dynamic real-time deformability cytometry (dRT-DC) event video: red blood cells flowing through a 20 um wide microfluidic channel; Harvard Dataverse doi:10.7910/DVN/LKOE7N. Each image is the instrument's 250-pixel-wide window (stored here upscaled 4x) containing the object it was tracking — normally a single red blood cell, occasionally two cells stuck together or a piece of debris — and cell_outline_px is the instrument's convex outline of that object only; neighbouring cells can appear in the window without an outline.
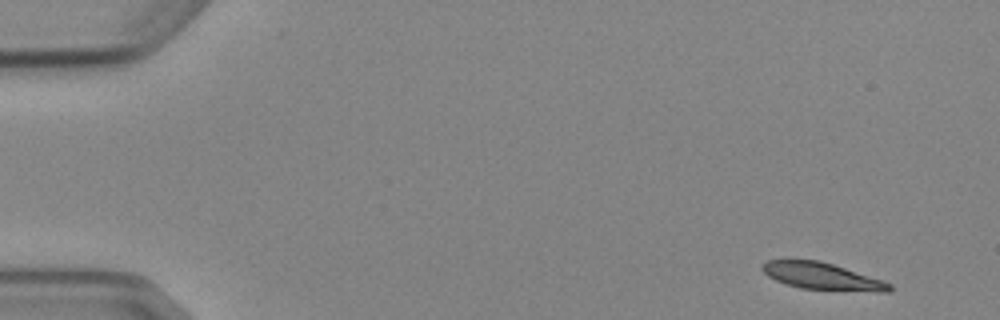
{"species": "Egyptian fruit bat (a non-hibernating species)", "species_latin": "Rousettus aegyptiacus", "temperature_condition": "cold", "stored_images_in_passage": 5, "camera_frame_rate_fps": 3000, "um_per_image_px": 0.085, "animal": {"sex": "female"}, "frame": {"image": 1, "passage_image": 1, "time_ms": 0.0, "image_size_px": [1000, 320], "cell_outline_px": [[892, 288], [888, 292], [876, 292], [800, 288], [776, 280], [768, 276], [760, 268], [760, 264], [768, 260], [784, 256], [820, 260], [884, 280], [892, 284]], "centroid_in_image_um": [69.8, 23.42], "position_along_channel_um": 15.2, "area_um2": 20.75}}
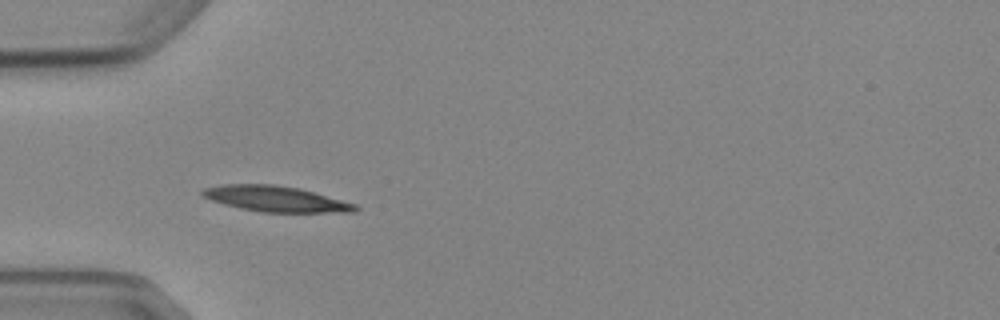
{"frame": {"image": 2, "passage_image": 4, "time_ms": 4.333, "image_size_px": [1000, 320], "cell_outline_px": [[360, 208], [356, 212], [260, 212], [240, 208], [224, 204], [200, 196], [200, 192], [204, 188], [224, 184], [276, 184], [300, 188], [356, 204]], "centroid_in_image_um": [23.43, 16.9], "position_along_channel_um": 61.6, "area_um2": 22.95}}
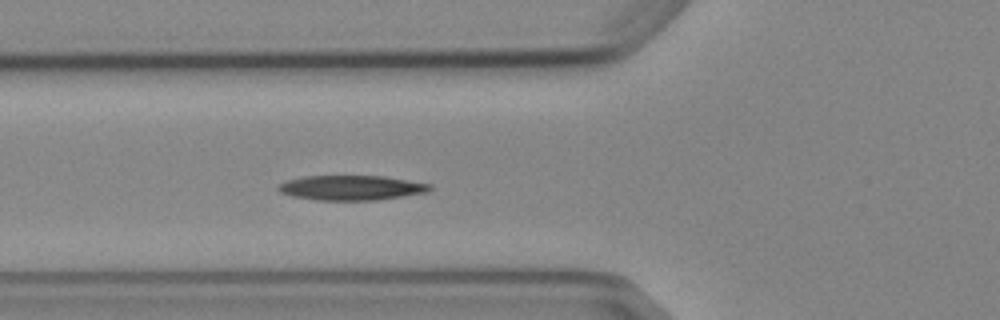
{"frame": {"image": 3, "passage_image": 5, "time_ms": 5.333, "image_size_px": [1000, 320], "cell_outline_px": [[432, 188], [428, 192], [380, 200], [316, 200], [292, 196], [280, 192], [276, 188], [280, 184], [288, 180], [304, 176], [384, 176], [432, 184]], "centroid_in_image_um": [29.89, 15.96], "position_along_channel_um": 95.9, "area_um2": 21.96}}